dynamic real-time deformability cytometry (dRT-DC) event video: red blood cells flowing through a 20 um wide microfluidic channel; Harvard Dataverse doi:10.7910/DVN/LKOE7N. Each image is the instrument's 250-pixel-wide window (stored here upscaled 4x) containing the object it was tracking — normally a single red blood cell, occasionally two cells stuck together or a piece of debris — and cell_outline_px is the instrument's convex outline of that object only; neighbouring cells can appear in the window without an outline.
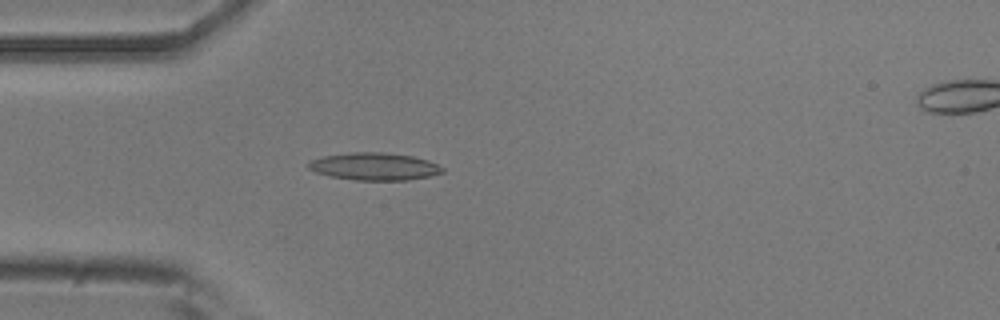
{"species": "common noctule bat (a hibernating species)", "species_latin": "Nyctalus noctula", "temperature_condition": "room temperature", "stored_images_in_passage": 44, "camera_frame_rate_fps": 3000, "um_per_image_px": 0.085, "animal": {"sex": "male", "body_mass_g": 20.5, "forearm_length_mm": 52.5}, "frame": {"image": 1, "passage_image": 15, "time_ms": 4.667, "image_size_px": [1000, 320], "cell_outline_px": [[444, 172], [428, 176], [408, 180], [356, 180], [332, 176], [316, 172], [308, 168], [304, 164], [312, 160], [324, 156], [352, 152], [384, 152], [412, 156], [428, 160], [444, 168]], "centroid_in_image_um": [31.81, 14.14], "position_along_channel_um": 53.2, "area_um2": 21.33}}
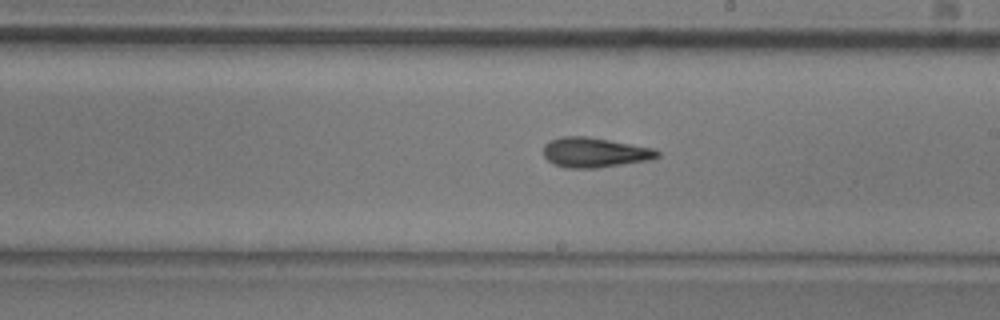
{"frame": {"image": 2, "passage_image": 30, "time_ms": 9.667, "image_size_px": [1000, 320], "cell_outline_px": [[660, 156], [652, 160], [596, 168], [564, 168], [552, 164], [544, 156], [544, 144], [548, 140], [564, 136], [588, 136], [656, 148], [660, 152]], "centroid_in_image_um": [50.57, 12.96], "position_along_channel_um": 238.4, "area_um2": 20.23}}
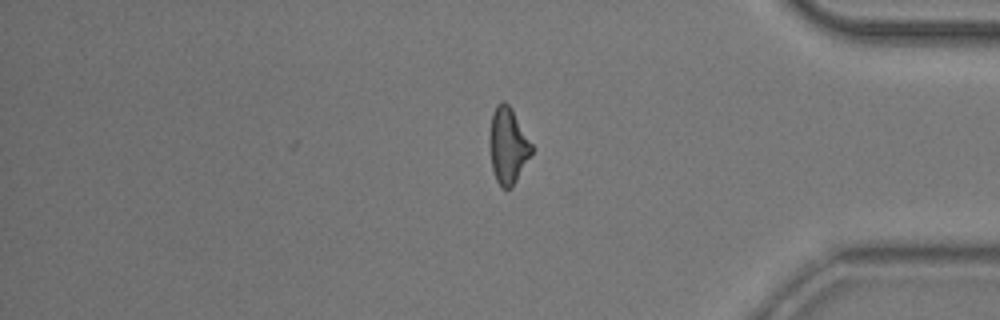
{"frame": {"image": 3, "passage_image": 44, "time_ms": 14.333, "image_size_px": [1000, 320], "cell_outline_px": [[532, 152], [512, 188], [500, 188], [496, 180], [492, 168], [488, 136], [492, 112], [496, 104], [500, 100], [504, 100], [508, 104], [532, 144]], "centroid_in_image_um": [43.13, 12.37], "position_along_channel_um": 392.1, "area_um2": 18.61}, "authors_computed_cell_mechanics": {"area_um2": 19.5942, "velocity_mm_per_s": 3.8188, "shape_relaxation_time_tau1_ms": null, "shape_relaxation_time_tau2_ms": 4.0872, "deformation_change_tau1": null, "deformation_change_tau2": 0.1587}}